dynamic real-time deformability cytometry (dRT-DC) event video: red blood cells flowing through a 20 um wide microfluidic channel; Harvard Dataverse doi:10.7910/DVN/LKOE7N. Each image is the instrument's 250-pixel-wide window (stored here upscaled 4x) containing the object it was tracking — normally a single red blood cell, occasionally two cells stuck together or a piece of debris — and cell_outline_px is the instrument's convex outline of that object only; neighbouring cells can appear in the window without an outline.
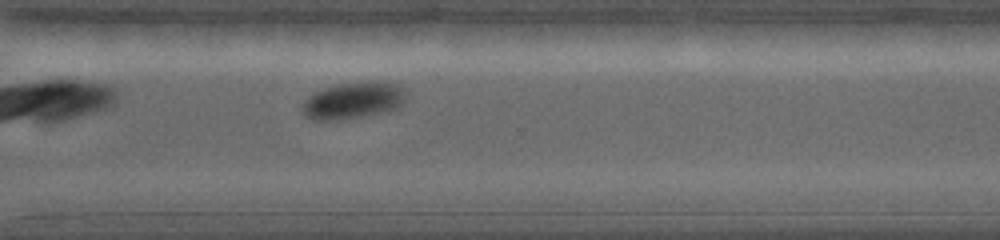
{"species": "common noctule bat (a hibernating species)", "species_latin": "Nyctalus noctula", "temperature_condition": "warm", "stored_images_in_passage": 41, "camera_frame_rate_fps": 5000, "um_per_image_px": 0.085, "animal": {"sex": "female", "body_mass_g": 19.0, "forearm_length_mm": 56.7}, "frame": {"image": 1, "passage_image": 35, "time_ms": 7.8, "image_size_px": [1000, 240], "cell_outline_px": [[404, 100], [396, 108], [380, 112], [360, 116], [336, 120], [312, 120], [304, 116], [300, 108], [300, 104], [308, 96], [324, 88], [336, 84], [372, 80], [380, 80], [396, 84], [404, 88]], "centroid_in_image_um": [29.95, 8.52], "position_along_channel_um": 340.6, "area_um2": 22.25}}
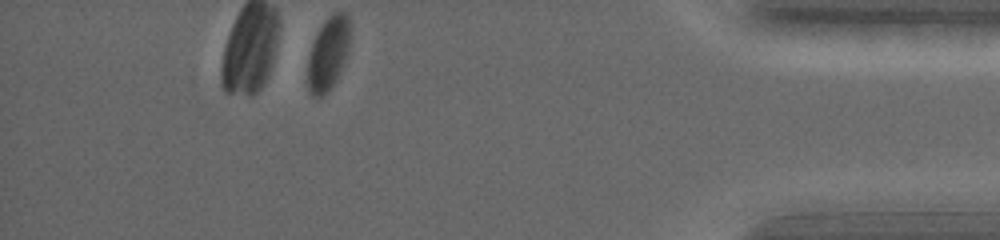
{"frame": {"image": 2, "passage_image": 41, "time_ms": 11.0, "image_size_px": [1000, 240], "cell_outline_px": [[352, 36], [344, 64], [336, 80], [328, 92], [324, 96], [312, 96], [308, 92], [308, 56], [312, 40], [316, 32], [324, 20], [332, 12], [344, 12], [348, 16]], "centroid_in_image_um": [27.91, 4.51], "position_along_channel_um": 407.3, "area_um2": 18.73}}